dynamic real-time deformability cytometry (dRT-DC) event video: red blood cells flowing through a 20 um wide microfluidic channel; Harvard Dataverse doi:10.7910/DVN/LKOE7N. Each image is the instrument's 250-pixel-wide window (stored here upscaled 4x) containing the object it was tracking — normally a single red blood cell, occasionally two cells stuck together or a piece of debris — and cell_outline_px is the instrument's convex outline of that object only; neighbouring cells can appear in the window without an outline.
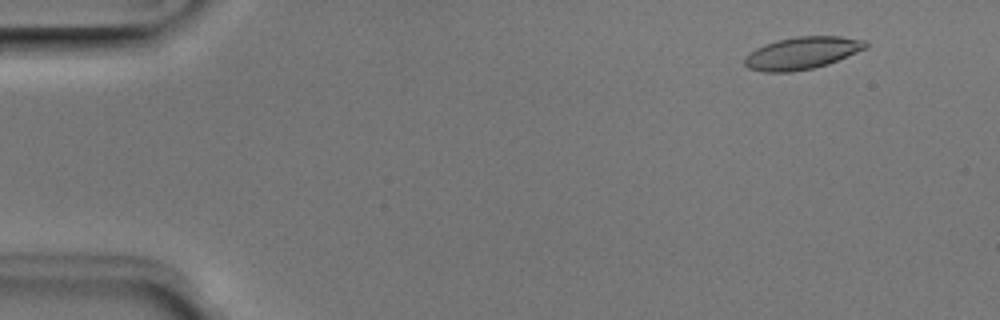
{"species": "Egyptian fruit bat (a non-hibernating species)", "species_latin": "Rousettus aegyptiacus", "temperature_condition": "room temperature", "stored_images_in_passage": 51, "camera_frame_rate_fps": 3000, "um_per_image_px": 0.085, "animal": {"sex": "male"}, "frame": {"image": 1, "passage_image": 5, "time_ms": 1.333, "image_size_px": [1000, 320], "cell_outline_px": [[868, 48], [828, 64], [812, 68], [792, 72], [764, 72], [748, 68], [744, 64], [744, 56], [748, 52], [764, 44], [776, 40], [796, 36], [840, 36], [868, 40]], "centroid_in_image_um": [68.18, 4.5], "position_along_channel_um": 16.8, "area_um2": 23.12}}
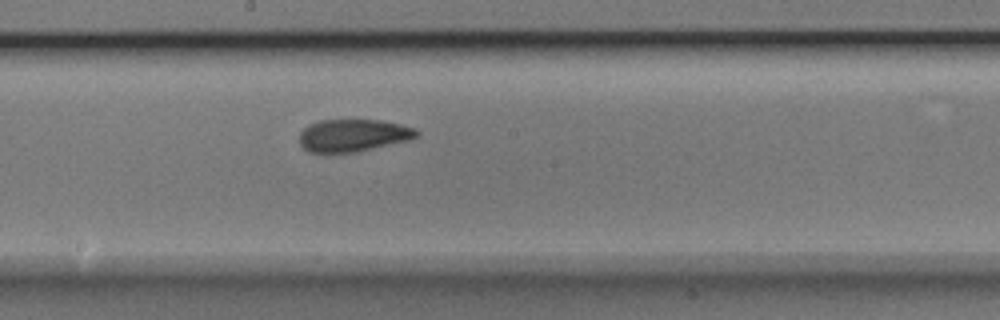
{"frame": {"image": 2, "passage_image": 28, "time_ms": 9.0, "image_size_px": [1000, 320], "cell_outline_px": [[420, 132], [416, 136], [408, 140], [356, 152], [308, 152], [300, 144], [300, 132], [308, 124], [320, 120], [380, 120], [400, 124], [416, 128]], "centroid_in_image_um": [30.01, 11.5], "position_along_channel_um": 218.2, "area_um2": 22.02}}
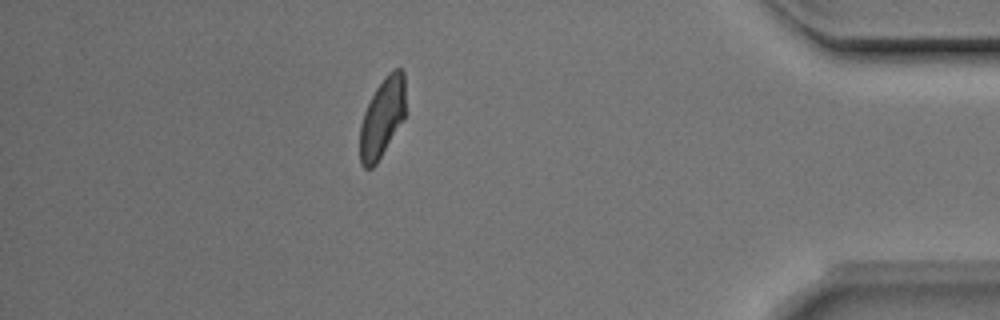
{"frame": {"image": 3, "passage_image": 45, "time_ms": 14.667, "image_size_px": [1000, 320], "cell_outline_px": [[404, 120], [376, 164], [372, 168], [364, 168], [360, 164], [360, 124], [364, 112], [376, 88], [384, 76], [392, 68], [400, 68], [404, 72]], "centroid_in_image_um": [32.48, 10.0], "position_along_channel_um": 402.7, "area_um2": 21.1}, "authors_computed_cell_mechanics": {"area_um2": 22.6576, "velocity_mm_per_s": 3.9916, "shape_relaxation_time_tau1_ms": 5.2015, "shape_relaxation_time_tau2_ms": 1.6552, "deformation_change_tau1": 0.1406, "deformation_change_tau2": 0.073}}